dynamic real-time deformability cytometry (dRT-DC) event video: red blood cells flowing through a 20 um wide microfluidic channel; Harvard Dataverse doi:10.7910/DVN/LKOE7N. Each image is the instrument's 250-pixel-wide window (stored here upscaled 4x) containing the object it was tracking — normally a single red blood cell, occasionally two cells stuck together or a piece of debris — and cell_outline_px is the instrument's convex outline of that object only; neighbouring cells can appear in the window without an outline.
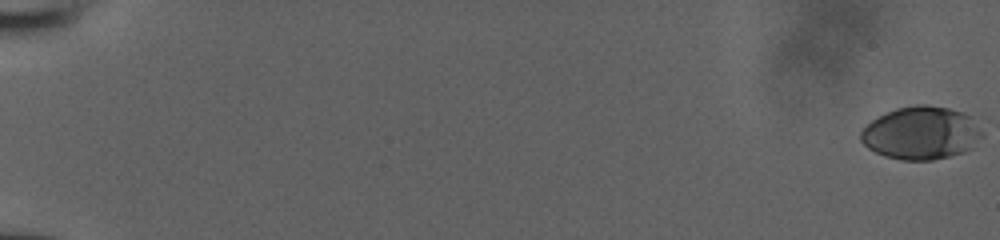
{"species": "human", "species_latin": "Homo sapiens", "temperature_condition": "room temperature", "stored_images_in_passage": 20, "camera_frame_rate_fps": 3000, "um_per_image_px": 0.085, "donor": {"sex": "male"}, "frame": {"image": 1, "passage_image": 1, "time_ms": 0.0, "image_size_px": [1000, 240], "cell_outline_px": [[984, 136], [972, 148], [964, 152], [932, 160], [900, 160], [884, 156], [868, 148], [860, 140], [860, 132], [872, 120], [896, 108], [916, 104], [924, 104], [948, 108], [964, 112], [984, 128]], "centroid_in_image_um": [78.35, 11.3], "position_along_channel_um": 6.7, "area_um2": 37.74}}
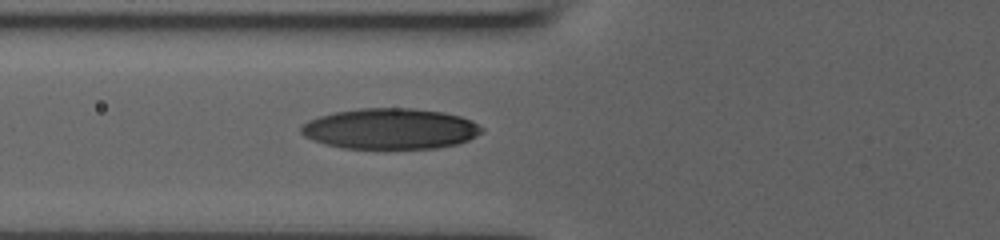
{"frame": {"image": 2, "passage_image": 15, "time_ms": 4.667, "image_size_px": [1000, 240], "cell_outline_px": [[484, 132], [468, 140], [456, 144], [436, 148], [340, 148], [324, 144], [312, 140], [304, 136], [300, 132], [300, 128], [308, 120], [320, 116], [336, 112], [360, 108], [412, 108], [444, 112], [460, 116], [472, 120], [484, 128]], "centroid_in_image_um": [33.19, 10.94], "position_along_channel_um": 92.6, "area_um2": 43.0}}
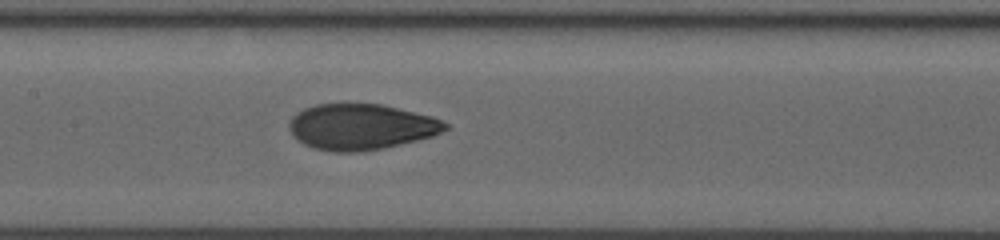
{"frame": {"image": 3, "passage_image": 20, "time_ms": 6.333, "image_size_px": [1000, 240], "cell_outline_px": [[448, 128], [432, 136], [400, 144], [364, 152], [336, 152], [312, 148], [296, 140], [292, 136], [288, 128], [288, 120], [296, 112], [304, 108], [316, 104], [348, 100], [384, 104], [432, 116], [448, 124]], "centroid_in_image_um": [30.61, 10.73], "position_along_channel_um": 176.8, "area_um2": 42.95}}